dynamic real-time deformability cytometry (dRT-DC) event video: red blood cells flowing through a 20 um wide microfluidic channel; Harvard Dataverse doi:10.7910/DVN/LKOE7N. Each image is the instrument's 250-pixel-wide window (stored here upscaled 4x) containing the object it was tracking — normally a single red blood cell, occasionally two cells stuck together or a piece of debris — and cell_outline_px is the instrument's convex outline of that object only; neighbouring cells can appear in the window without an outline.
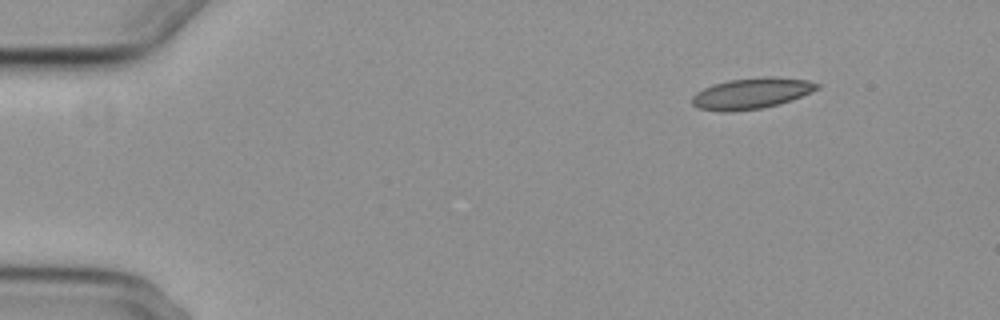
{"species": "common noctule bat (a hibernating species)", "species_latin": "Nyctalus noctula", "temperature_condition": "cold", "stored_images_in_passage": 4, "segment_of_instrument_passage": [1, 2], "camera_frame_rate_fps": 3000, "um_per_image_px": 0.085, "animal": {"sex": "female", "body_mass_g": 29.2, "forearm_length_mm": 56.3}, "frame": {"image": 1, "passage_image": 1, "time_ms": 0.0, "image_size_px": [1000, 320], "cell_outline_px": [[820, 88], [812, 92], [780, 104], [764, 108], [732, 112], [720, 112], [700, 108], [692, 104], [692, 96], [696, 92], [704, 88], [728, 80], [764, 76], [772, 76], [808, 80], [820, 84]], "centroid_in_image_um": [63.9, 7.94], "position_along_channel_um": 21.1, "area_um2": 22.72}}